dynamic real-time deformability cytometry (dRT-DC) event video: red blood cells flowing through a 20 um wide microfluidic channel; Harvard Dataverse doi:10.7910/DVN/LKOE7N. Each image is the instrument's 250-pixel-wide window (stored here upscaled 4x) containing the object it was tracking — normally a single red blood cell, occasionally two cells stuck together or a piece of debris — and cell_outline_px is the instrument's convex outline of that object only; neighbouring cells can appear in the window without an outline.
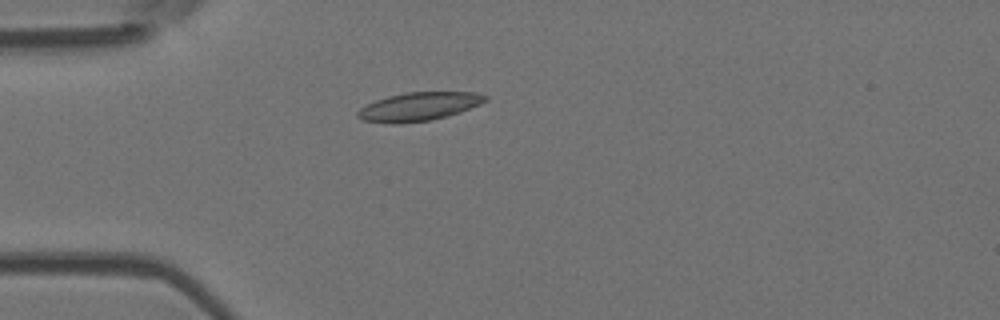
{"species": "Egyptian fruit bat (a non-hibernating species)", "species_latin": "Rousettus aegyptiacus", "temperature_condition": "room temperature", "stored_images_in_passage": 1, "camera_frame_rate_fps": 3000, "um_per_image_px": 0.085, "animal": {"sex": "female"}, "frame": {"image": 1, "passage_image": 1, "time_ms": 0.0, "image_size_px": [1000, 320], "cell_outline_px": [[488, 100], [480, 104], [460, 112], [448, 116], [432, 120], [400, 124], [392, 124], [364, 120], [356, 116], [356, 112], [360, 108], [376, 100], [388, 96], [404, 92], [476, 92], [488, 96]], "centroid_in_image_um": [35.61, 9.06], "position_along_channel_um": 49.4, "area_um2": 21.33}}